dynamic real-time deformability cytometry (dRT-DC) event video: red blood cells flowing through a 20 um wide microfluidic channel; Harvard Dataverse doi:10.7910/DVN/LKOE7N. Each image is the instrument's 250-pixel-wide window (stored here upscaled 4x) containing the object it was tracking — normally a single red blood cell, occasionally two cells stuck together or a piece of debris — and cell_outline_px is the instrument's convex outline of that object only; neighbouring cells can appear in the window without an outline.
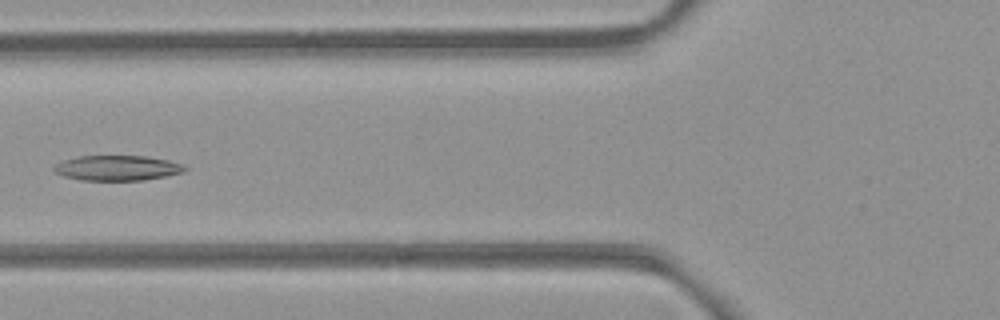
{"species": "common noctule bat (a hibernating species)", "species_latin": "Nyctalus noctula", "temperature_condition": "room temperature", "stored_images_in_passage": 5, "camera_frame_rate_fps": 3000, "um_per_image_px": 0.085, "animal": {"sex": "female", "body_mass_g": 21.9}, "frame": {"image": 1, "passage_image": 5, "time_ms": 1.333, "image_size_px": [1000, 320], "cell_outline_px": [[188, 168], [184, 172], [144, 180], [80, 180], [64, 176], [52, 172], [52, 168], [56, 164], [64, 160], [80, 156], [144, 156], [168, 160], [184, 164]], "centroid_in_image_um": [9.96, 14.28], "position_along_channel_um": 115.8, "area_um2": 19.19}}